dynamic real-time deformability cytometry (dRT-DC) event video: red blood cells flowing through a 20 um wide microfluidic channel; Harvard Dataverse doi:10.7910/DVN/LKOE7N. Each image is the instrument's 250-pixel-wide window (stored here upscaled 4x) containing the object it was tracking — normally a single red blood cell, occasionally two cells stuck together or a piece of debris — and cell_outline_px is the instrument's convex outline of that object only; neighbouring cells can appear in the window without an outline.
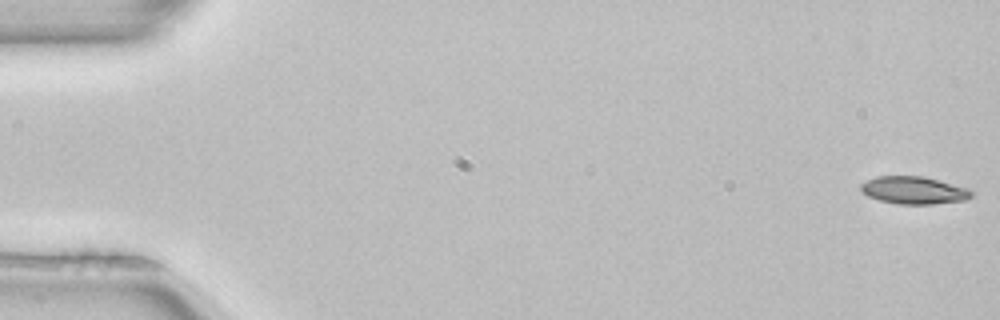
{"species": "common noctule bat (a hibernating species)", "species_latin": "Nyctalus noctula", "temperature_condition": "room temperature", "stored_images_in_passage": 5, "camera_frame_rate_fps": 3000, "um_per_image_px": 0.085, "animal": {"sex": "female", "body_mass_g": 22.7, "forearm_length_mm": 54.2}, "frame": {"image": 1, "passage_image": 1, "time_ms": 0.0, "image_size_px": [1000, 320], "cell_outline_px": [[972, 196], [964, 200], [932, 204], [896, 204], [880, 200], [868, 196], [860, 188], [860, 184], [876, 176], [924, 176], [968, 188], [972, 192]], "centroid_in_image_um": [77.67, 16.17], "position_along_channel_um": 7.3, "area_um2": 17.63}}
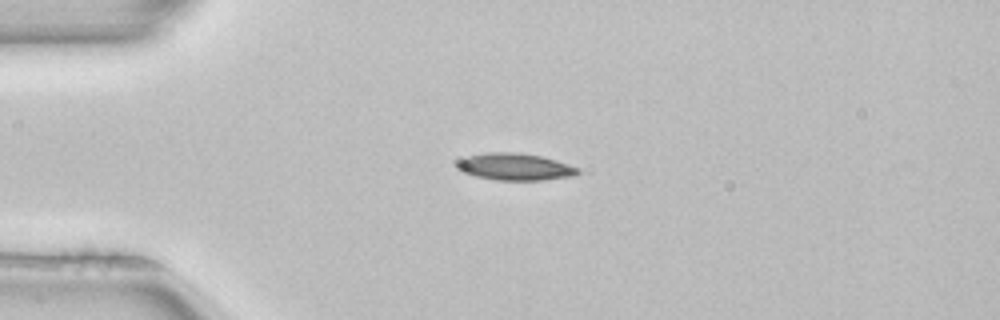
{"frame": {"image": 2, "passage_image": 4, "time_ms": 1.0, "image_size_px": [1000, 320], "cell_outline_px": [[580, 172], [576, 176], [544, 180], [496, 180], [476, 176], [460, 172], [456, 168], [456, 160], [464, 156], [488, 152], [516, 152], [540, 156], [556, 160], [580, 168]], "centroid_in_image_um": [43.74, 14.17], "position_along_channel_um": 41.3, "area_um2": 19.36}}